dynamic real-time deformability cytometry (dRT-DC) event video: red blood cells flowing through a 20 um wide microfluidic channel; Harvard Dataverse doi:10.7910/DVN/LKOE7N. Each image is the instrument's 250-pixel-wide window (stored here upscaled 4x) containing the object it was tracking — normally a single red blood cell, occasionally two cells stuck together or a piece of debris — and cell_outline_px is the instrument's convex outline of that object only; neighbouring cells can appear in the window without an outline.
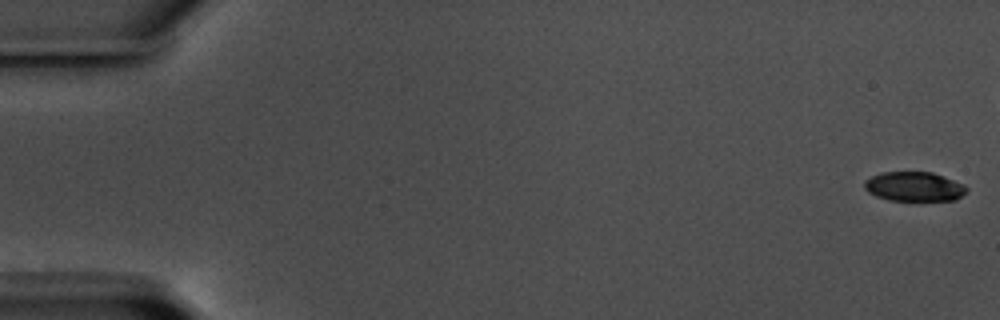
{"species": "common noctule bat (a hibernating species)", "species_latin": "Nyctalus noctula", "temperature_condition": "warm", "stored_images_in_passage": 18, "camera_frame_rate_fps": 3000, "um_per_image_px": 0.085, "animal": {"sex": "male", "body_mass_g": 17.5, "forearm_length_mm": 52.3}, "frame": {"image": 1, "passage_image": 1, "time_ms": 0.0, "image_size_px": [1000, 320], "cell_outline_px": [[968, 192], [956, 200], [888, 200], [876, 196], [868, 192], [864, 188], [864, 180], [880, 172], [932, 172], [964, 184], [968, 188]], "centroid_in_image_um": [77.71, 15.86], "position_along_channel_um": 7.3, "area_um2": 17.63}}